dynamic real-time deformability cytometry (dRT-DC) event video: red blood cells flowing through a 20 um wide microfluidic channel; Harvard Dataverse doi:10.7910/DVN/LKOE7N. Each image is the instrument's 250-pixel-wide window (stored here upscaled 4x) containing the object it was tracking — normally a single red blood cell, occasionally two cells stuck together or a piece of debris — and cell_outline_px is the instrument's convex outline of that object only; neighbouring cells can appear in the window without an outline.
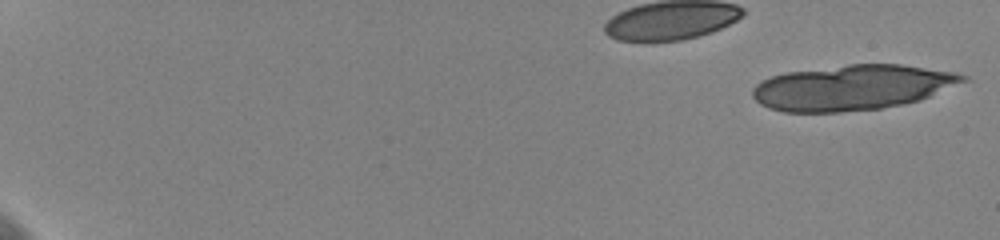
{"species": "human", "species_latin": "Homo sapiens", "temperature_condition": "cold", "stored_images_in_passage": 12, "camera_frame_rate_fps": 3000, "um_per_image_px": 0.085, "donor": {"sex": "female"}, "frame": {"image": 1, "passage_image": 1, "time_ms": 0.0, "image_size_px": [1000, 240], "cell_outline_px": [[968, 80], [920, 100], [880, 108], [840, 112], [784, 112], [768, 108], [760, 104], [752, 96], [752, 88], [756, 84], [772, 76], [788, 72], [848, 64], [900, 64], [956, 72], [968, 76]], "centroid_in_image_um": [72.44, 7.43], "position_along_channel_um": 12.6, "area_um2": 55.26}}